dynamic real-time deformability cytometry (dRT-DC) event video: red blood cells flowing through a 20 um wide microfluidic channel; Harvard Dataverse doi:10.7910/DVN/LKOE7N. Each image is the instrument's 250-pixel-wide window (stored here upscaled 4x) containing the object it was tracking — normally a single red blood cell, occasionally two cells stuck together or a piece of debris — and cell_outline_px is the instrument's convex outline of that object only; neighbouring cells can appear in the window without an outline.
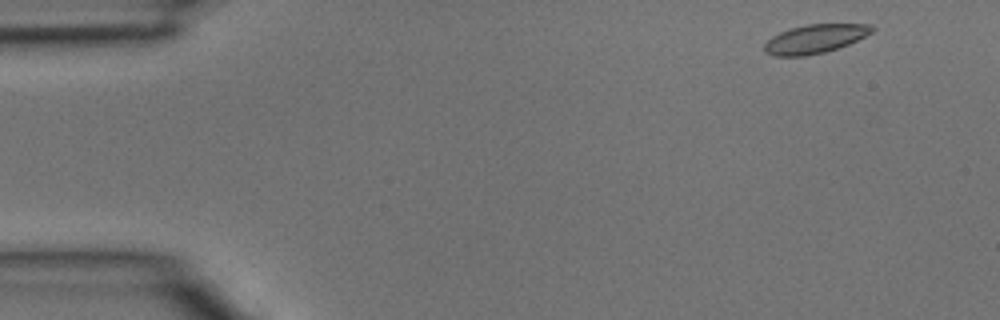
{"species": "common noctule bat (a hibernating species)", "species_latin": "Nyctalus noctula", "temperature_condition": "room temperature", "stored_images_in_passage": 3, "camera_frame_rate_fps": 3000, "um_per_image_px": 0.085, "animal": {"sex": "male", "body_mass_g": 15.6}, "frame": {"image": 1, "passage_image": 1, "time_ms": 0.0, "image_size_px": [1000, 320], "cell_outline_px": [[876, 28], [872, 32], [848, 44], [824, 52], [804, 56], [776, 56], [764, 52], [764, 44], [772, 36], [780, 32], [792, 28], [808, 24], [872, 24]], "centroid_in_image_um": [69.27, 3.3], "position_along_channel_um": 15.7, "area_um2": 17.86}}